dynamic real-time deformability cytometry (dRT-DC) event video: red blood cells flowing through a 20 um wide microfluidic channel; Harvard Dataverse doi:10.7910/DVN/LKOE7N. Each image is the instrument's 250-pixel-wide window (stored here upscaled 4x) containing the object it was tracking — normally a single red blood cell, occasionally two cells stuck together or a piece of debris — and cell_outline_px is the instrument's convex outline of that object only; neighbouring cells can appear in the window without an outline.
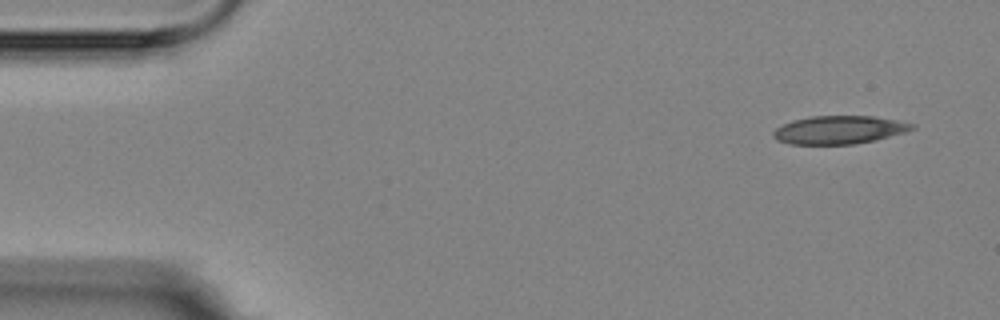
{"species": "Egyptian fruit bat (a non-hibernating species)", "species_latin": "Rousettus aegyptiacus", "temperature_condition": "room temperature", "stored_images_in_passage": 5, "camera_frame_rate_fps": 3000, "um_per_image_px": 0.085, "animal": {"sex": "female"}, "frame": {"image": 1, "passage_image": 1, "time_ms": 0.0, "image_size_px": [1000, 320], "cell_outline_px": [[916, 128], [904, 132], [876, 140], [856, 144], [788, 144], [776, 140], [772, 136], [772, 132], [776, 128], [792, 120], [812, 116], [872, 116], [896, 120], [916, 124]], "centroid_in_image_um": [71.31, 11.04], "position_along_channel_um": 13.7, "area_um2": 22.83}}